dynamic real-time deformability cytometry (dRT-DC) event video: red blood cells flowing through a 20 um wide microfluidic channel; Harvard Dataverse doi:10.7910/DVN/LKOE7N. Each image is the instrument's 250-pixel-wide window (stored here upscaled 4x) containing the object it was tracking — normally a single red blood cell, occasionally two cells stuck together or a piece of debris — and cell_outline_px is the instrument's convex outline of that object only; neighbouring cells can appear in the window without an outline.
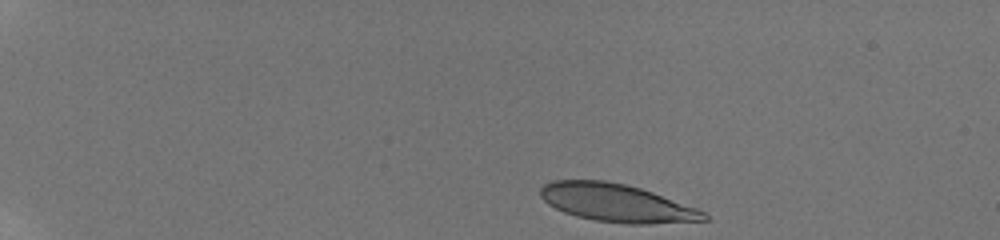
{"species": "human", "species_latin": "Homo sapiens", "temperature_condition": "room temperature", "stored_images_in_passage": 9, "camera_frame_rate_fps": 3000, "um_per_image_px": 0.085, "donor": {"sex": "male"}, "frame": {"image": 1, "passage_image": 1, "time_ms": 0.0, "image_size_px": [1000, 240], "cell_outline_px": [[708, 220], [648, 224], [628, 224], [596, 220], [576, 216], [564, 212], [548, 204], [540, 196], [540, 188], [544, 184], [552, 180], [604, 180], [624, 184], [640, 188], [652, 192], [696, 208], [704, 212], [708, 216]], "centroid_in_image_um": [52.38, 17.24], "position_along_channel_um": 32.6, "area_um2": 35.89}}
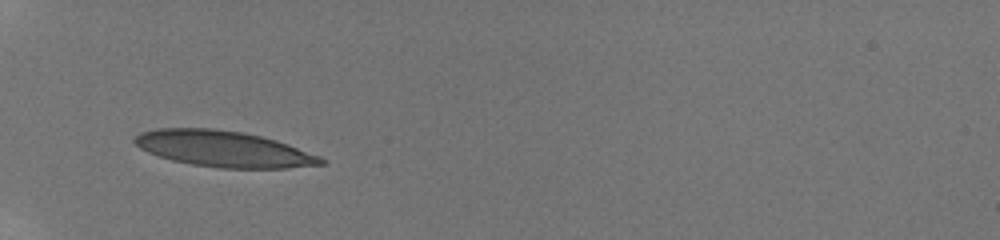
{"frame": {"image": 2, "passage_image": 7, "time_ms": 2.0, "image_size_px": [1000, 240], "cell_outline_px": [[324, 164], [288, 168], [220, 168], [192, 164], [172, 160], [148, 152], [140, 148], [132, 140], [140, 132], [156, 128], [212, 128], [244, 132], [276, 140], [288, 144], [320, 156], [324, 160]], "centroid_in_image_um": [18.99, 12.65], "position_along_channel_um": 66.0, "area_um2": 39.02}}